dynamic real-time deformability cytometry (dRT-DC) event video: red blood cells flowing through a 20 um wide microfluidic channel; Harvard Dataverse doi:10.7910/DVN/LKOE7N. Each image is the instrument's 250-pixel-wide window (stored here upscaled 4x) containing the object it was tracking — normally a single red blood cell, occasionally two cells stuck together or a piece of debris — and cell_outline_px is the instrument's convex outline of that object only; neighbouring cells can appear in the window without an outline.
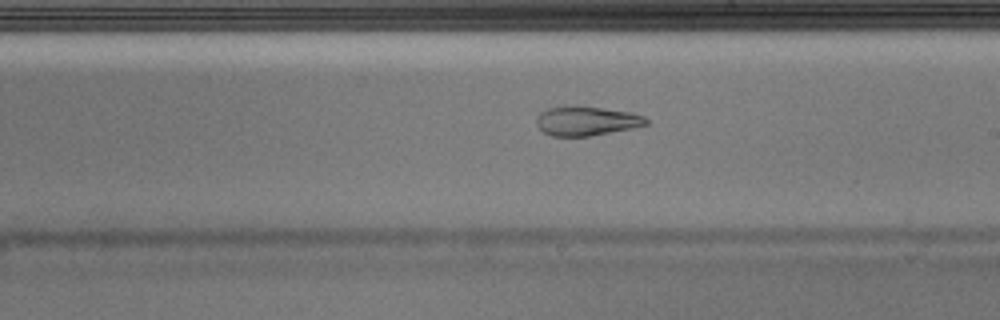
{"species": "Egyptian fruit bat (a non-hibernating species)", "species_latin": "Rousettus aegyptiacus", "temperature_condition": "warm", "stored_images_in_passage": 42, "camera_frame_rate_fps": 3000, "um_per_image_px": 0.085, "animal": {"sex": "male"}, "frame": {"image": 1, "passage_image": 24, "time_ms": 7.667, "image_size_px": [1000, 320], "cell_outline_px": [[648, 124], [632, 128], [588, 136], [552, 136], [544, 132], [536, 124], [536, 120], [540, 112], [548, 108], [576, 104], [632, 112], [644, 116], [648, 120]], "centroid_in_image_um": [49.84, 10.25], "position_along_channel_um": 239.2, "area_um2": 18.9}}
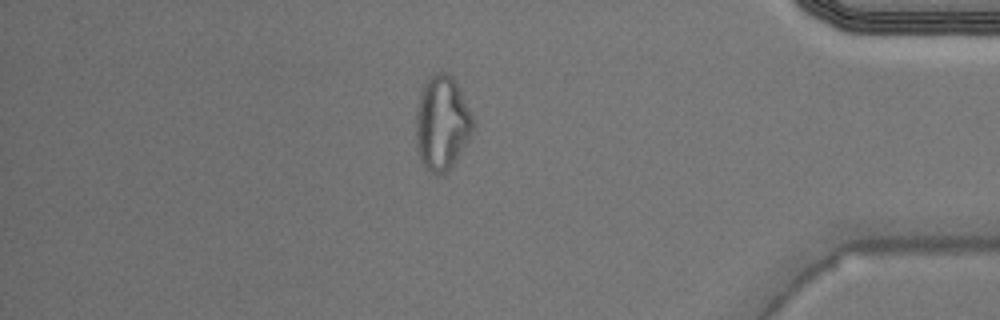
{"frame": {"image": 2, "passage_image": 36, "time_ms": 11.667, "image_size_px": [1000, 320], "cell_outline_px": [[472, 132], [468, 140], [456, 160], [440, 176], [432, 172], [420, 160], [416, 152], [416, 108], [420, 92], [428, 76], [436, 72], [448, 72], [456, 80], [472, 116]], "centroid_in_image_um": [37.53, 10.41], "position_along_channel_um": 397.7, "area_um2": 31.33}}
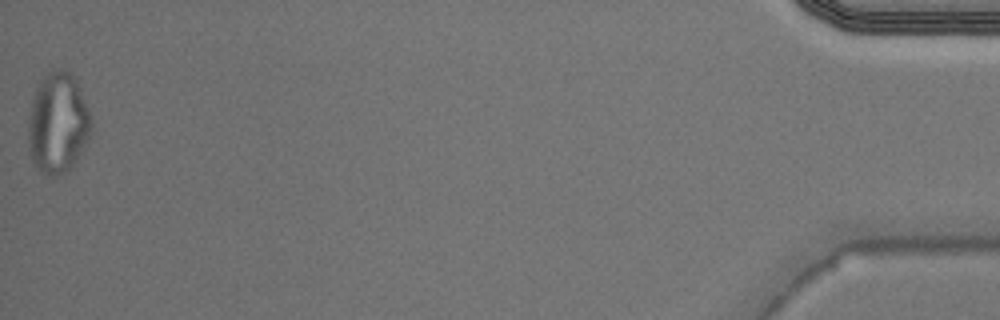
{"frame": {"image": 3, "passage_image": 42, "time_ms": 13.667, "image_size_px": [1000, 320], "cell_outline_px": [[92, 132], [88, 140], [76, 160], [60, 176], [48, 176], [40, 172], [32, 160], [28, 140], [28, 116], [32, 100], [36, 88], [40, 80], [48, 72], [60, 68], [76, 76], [92, 116]], "centroid_in_image_um": [4.94, 10.44], "position_along_channel_um": 430.3, "area_um2": 37.45}}